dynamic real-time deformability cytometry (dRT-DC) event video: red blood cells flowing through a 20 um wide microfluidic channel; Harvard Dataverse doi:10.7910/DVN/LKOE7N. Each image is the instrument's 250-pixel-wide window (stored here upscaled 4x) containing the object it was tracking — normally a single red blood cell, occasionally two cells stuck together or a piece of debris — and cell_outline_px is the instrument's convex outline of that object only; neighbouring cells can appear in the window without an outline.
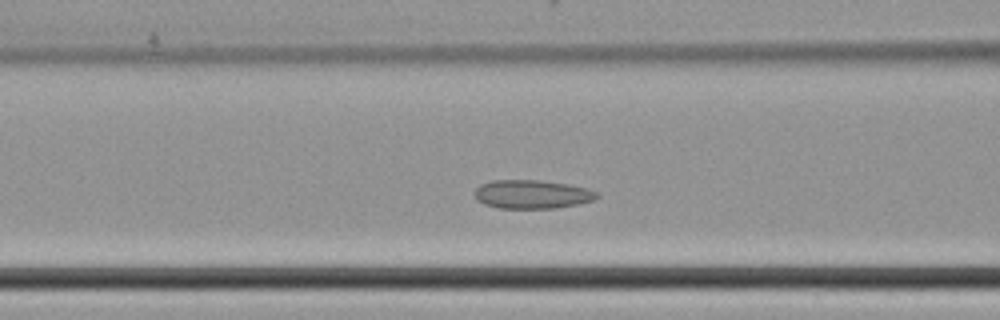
{"species": "common noctule bat (a hibernating species)", "species_latin": "Nyctalus noctula", "temperature_condition": "cold", "stored_images_in_passage": 28, "camera_frame_rate_fps": 3000, "um_per_image_px": 0.085, "animal": {"sex": "female", "body_mass_g": 22.7, "forearm_length_mm": 54.2}, "frame": {"image": 1, "passage_image": 7, "time_ms": 2.0, "image_size_px": [1000, 320], "cell_outline_px": [[600, 196], [592, 200], [576, 204], [556, 208], [500, 208], [484, 204], [476, 200], [472, 192], [480, 184], [492, 180], [536, 180], [568, 184], [588, 188], [596, 192]], "centroid_in_image_um": [45.17, 16.51], "position_along_channel_um": 121.4, "area_um2": 20.46}}
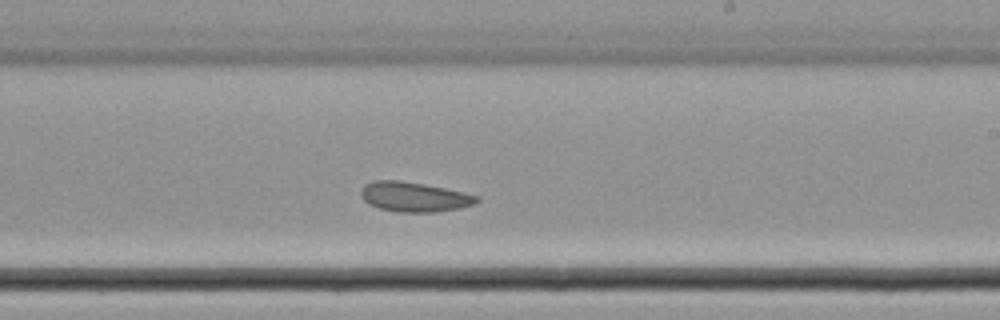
{"frame": {"image": 2, "passage_image": 17, "time_ms": 5.333, "image_size_px": [1000, 320], "cell_outline_px": [[480, 200], [476, 204], [460, 208], [432, 212], [396, 212], [380, 208], [368, 204], [364, 200], [360, 192], [364, 184], [372, 180], [400, 180], [424, 184], [464, 192], [480, 196]], "centroid_in_image_um": [35.22, 16.73], "position_along_channel_um": 253.8, "area_um2": 20.23}}
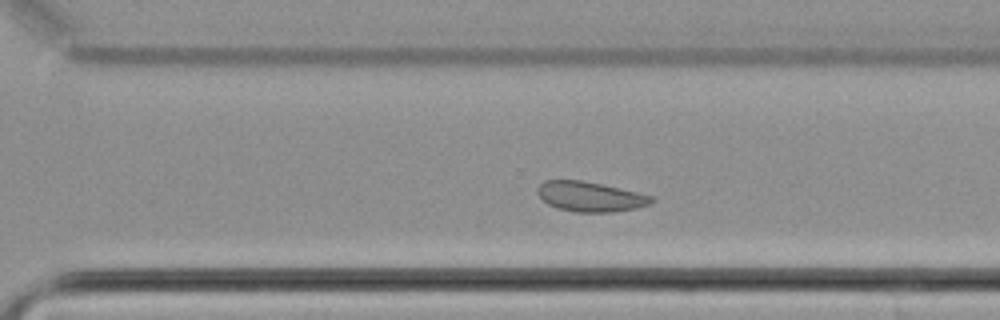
{"frame": {"image": 3, "passage_image": 22, "time_ms": 7.0, "image_size_px": [1000, 320], "cell_outline_px": [[656, 200], [648, 204], [636, 208], [612, 212], [576, 212], [556, 208], [548, 204], [536, 192], [536, 188], [544, 180], [580, 180], [620, 188], [652, 196]], "centroid_in_image_um": [50.14, 16.71], "position_along_channel_um": 320.5, "area_um2": 19.77}}